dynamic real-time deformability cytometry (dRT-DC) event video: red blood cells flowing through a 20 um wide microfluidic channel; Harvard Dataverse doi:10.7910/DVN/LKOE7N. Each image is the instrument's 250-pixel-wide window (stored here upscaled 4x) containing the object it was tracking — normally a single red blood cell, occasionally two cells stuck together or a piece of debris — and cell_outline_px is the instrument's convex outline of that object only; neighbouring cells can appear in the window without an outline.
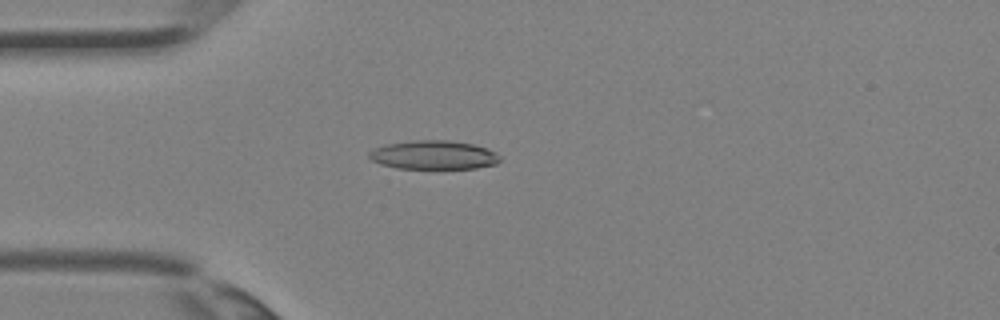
{"species": "Egyptian fruit bat (a non-hibernating species)", "species_latin": "Rousettus aegyptiacus", "temperature_condition": "room temperature", "stored_images_in_passage": 1, "camera_frame_rate_fps": 3000, "um_per_image_px": 0.085, "animal": {"sex": "female"}, "frame": {"image": 1, "passage_image": 1, "time_ms": 0.0, "image_size_px": [1000, 320], "cell_outline_px": [[500, 160], [496, 164], [476, 168], [396, 168], [380, 164], [372, 160], [368, 156], [368, 152], [372, 148], [388, 144], [412, 140], [448, 140], [472, 144], [488, 148], [496, 152], [500, 156]], "centroid_in_image_um": [36.85, 13.17], "position_along_channel_um": 48.1, "area_um2": 22.02}}